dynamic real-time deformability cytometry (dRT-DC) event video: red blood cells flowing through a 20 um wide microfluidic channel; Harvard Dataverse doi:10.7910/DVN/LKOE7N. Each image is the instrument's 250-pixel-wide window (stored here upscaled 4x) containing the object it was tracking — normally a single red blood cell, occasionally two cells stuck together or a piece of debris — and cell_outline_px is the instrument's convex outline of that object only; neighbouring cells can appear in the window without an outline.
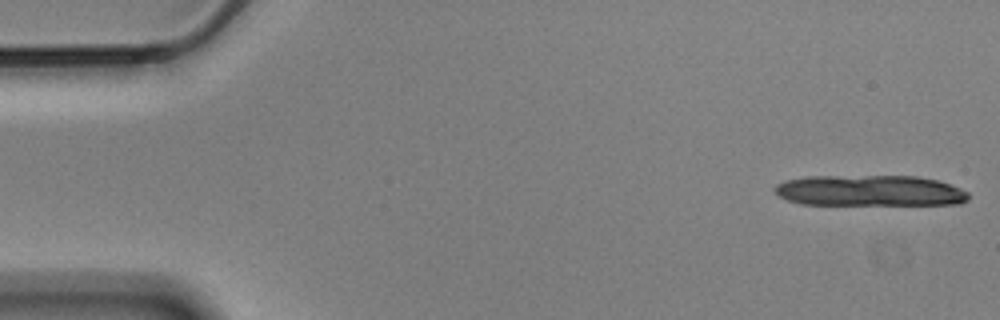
{"species": "Egyptian fruit bat (a non-hibernating species)", "species_latin": "Rousettus aegyptiacus", "temperature_condition": "cold", "stored_images_in_passage": 13, "camera_frame_rate_fps": 3000, "um_per_image_px": 0.085, "animal": {"sex": "male"}, "frame": {"image": 1, "passage_image": 1, "time_ms": 0.0, "image_size_px": [1000, 320], "cell_outline_px": [[968, 200], [960, 204], [800, 204], [776, 196], [772, 188], [776, 184], [784, 180], [804, 176], [916, 176], [936, 180], [960, 188], [968, 192]], "centroid_in_image_um": [73.85, 16.2], "position_along_channel_um": 11.1, "area_um2": 35.08}}